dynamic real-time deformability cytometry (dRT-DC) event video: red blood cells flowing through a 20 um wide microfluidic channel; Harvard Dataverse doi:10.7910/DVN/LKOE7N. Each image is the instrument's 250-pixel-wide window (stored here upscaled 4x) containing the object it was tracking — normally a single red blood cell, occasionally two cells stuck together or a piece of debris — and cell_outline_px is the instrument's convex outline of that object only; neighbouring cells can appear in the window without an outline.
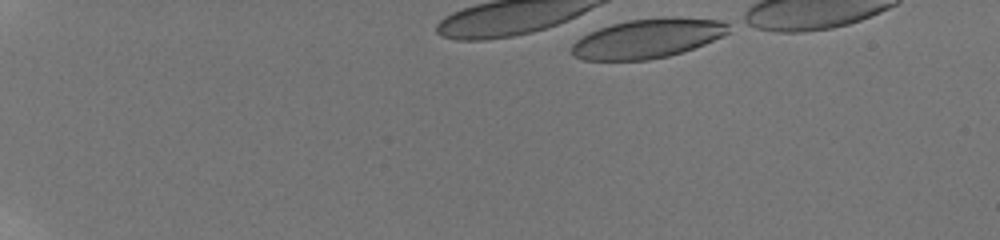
{"species": "human", "species_latin": "Homo sapiens", "temperature_condition": "room temperature", "stored_images_in_passage": 13, "camera_frame_rate_fps": 3000, "um_per_image_px": 0.085, "donor": {"sex": "male"}, "frame": {"image": 1, "passage_image": 1, "time_ms": 0.0, "image_size_px": [1000, 240], "cell_outline_px": [[728, 32], [724, 36], [704, 44], [668, 56], [648, 60], [584, 60], [572, 56], [572, 44], [580, 36], [588, 32], [612, 24], [628, 20], [664, 16], [676, 16], [720, 20], [728, 24]], "centroid_in_image_um": [55.03, 3.25], "position_along_channel_um": 30.0, "area_um2": 36.18}}